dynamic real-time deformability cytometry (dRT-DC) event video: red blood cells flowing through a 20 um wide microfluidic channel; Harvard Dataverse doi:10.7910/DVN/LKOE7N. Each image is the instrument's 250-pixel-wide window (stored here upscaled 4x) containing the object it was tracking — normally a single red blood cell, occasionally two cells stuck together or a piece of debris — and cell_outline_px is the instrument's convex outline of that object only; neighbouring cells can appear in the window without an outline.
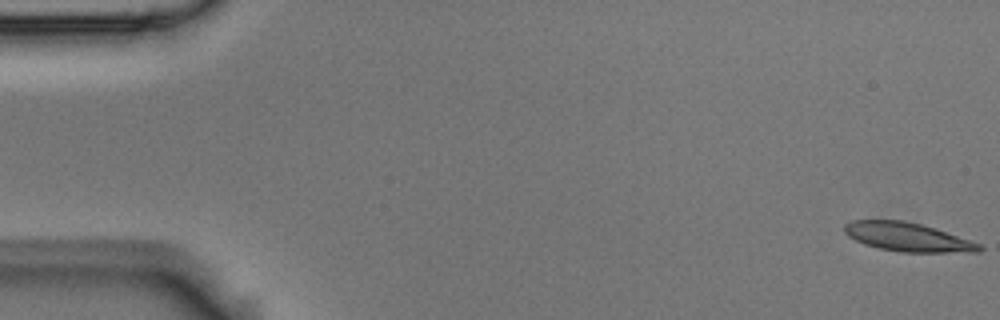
{"species": "Egyptian fruit bat (a non-hibernating species)", "species_latin": "Rousettus aegyptiacus", "temperature_condition": "room temperature", "stored_images_in_passage": 54, "camera_frame_rate_fps": 3000, "um_per_image_px": 0.085, "animal": {"sex": "male"}, "frame": {"image": 1, "passage_image": 1, "time_ms": 0.0, "image_size_px": [1000, 320], "cell_outline_px": [[984, 248], [980, 252], [904, 252], [880, 248], [864, 244], [848, 236], [844, 232], [844, 224], [852, 220], [904, 220], [936, 228], [980, 244]], "centroid_in_image_um": [77.14, 20.14], "position_along_channel_um": 7.9, "area_um2": 22.48}}
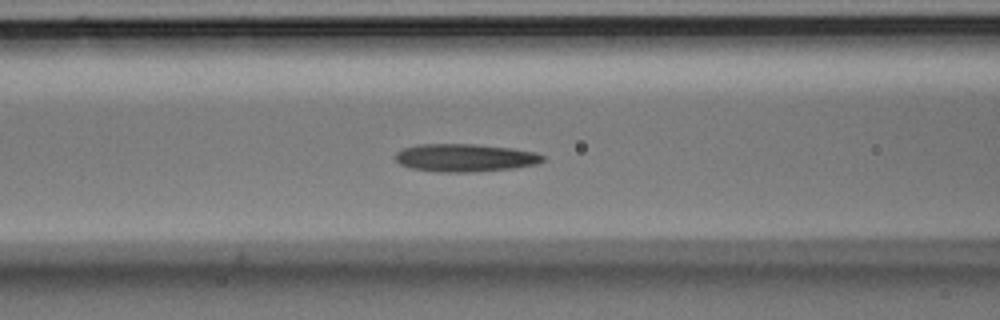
{"frame": {"image": 2, "passage_image": 22, "time_ms": 7.0, "image_size_px": [1000, 320], "cell_outline_px": [[544, 160], [536, 164], [512, 168], [472, 172], [440, 172], [412, 168], [400, 164], [396, 160], [396, 152], [404, 148], [416, 144], [476, 144], [512, 148], [536, 152], [544, 156]], "centroid_in_image_um": [39.53, 13.4], "position_along_channel_um": 127.1, "area_um2": 23.87}}
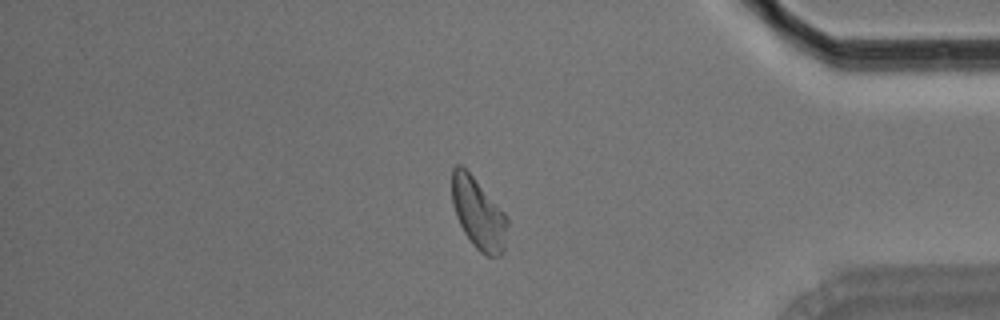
{"frame": {"image": 3, "passage_image": 46, "time_ms": 15.0, "image_size_px": [1000, 320], "cell_outline_px": [[508, 224], [504, 248], [500, 256], [484, 256], [472, 244], [464, 232], [456, 216], [452, 204], [452, 168], [456, 164], [460, 164], [472, 176], [508, 216]], "centroid_in_image_um": [40.66, 18.17], "position_along_channel_um": 394.5, "area_um2": 22.89}, "authors_computed_cell_mechanics": {"area_um2": 22.8888, "velocity_mm_per_s": 3.6964, "shape_relaxation_time_tau1_ms": 6.191, "shape_relaxation_time_tau2_ms": 4.9197, "deformation_change_tau1": 0.176, "deformation_change_tau2": 0.1525}}